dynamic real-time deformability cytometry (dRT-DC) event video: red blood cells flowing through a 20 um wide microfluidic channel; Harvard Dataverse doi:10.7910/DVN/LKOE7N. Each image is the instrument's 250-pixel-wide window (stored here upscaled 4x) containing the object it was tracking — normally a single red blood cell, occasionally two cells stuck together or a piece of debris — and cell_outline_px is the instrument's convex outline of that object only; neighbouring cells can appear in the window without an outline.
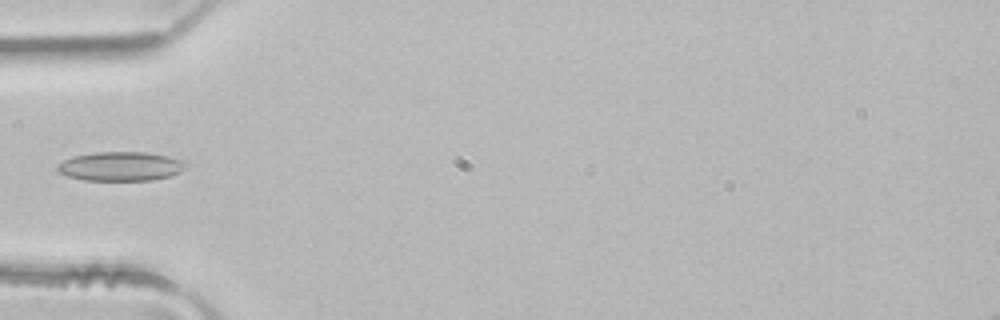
{"species": "common noctule bat (a hibernating species)", "species_latin": "Nyctalus noctula", "temperature_condition": "room temperature", "stored_images_in_passage": 2, "camera_frame_rate_fps": 3000, "um_per_image_px": 0.085, "animal": {"sex": "male", "body_mass_g": 21.5, "forearm_length_mm": 52.0}, "frame": {"image": 1, "passage_image": 2, "time_ms": 0.333, "image_size_px": [1000, 320], "cell_outline_px": [[188, 164], [180, 172], [168, 176], [152, 180], [84, 180], [68, 176], [60, 172], [56, 168], [64, 160], [72, 156], [96, 152], [144, 152], [168, 156], [180, 160]], "centroid_in_image_um": [10.25, 14.13], "position_along_channel_um": 74.7, "area_um2": 21.56}}